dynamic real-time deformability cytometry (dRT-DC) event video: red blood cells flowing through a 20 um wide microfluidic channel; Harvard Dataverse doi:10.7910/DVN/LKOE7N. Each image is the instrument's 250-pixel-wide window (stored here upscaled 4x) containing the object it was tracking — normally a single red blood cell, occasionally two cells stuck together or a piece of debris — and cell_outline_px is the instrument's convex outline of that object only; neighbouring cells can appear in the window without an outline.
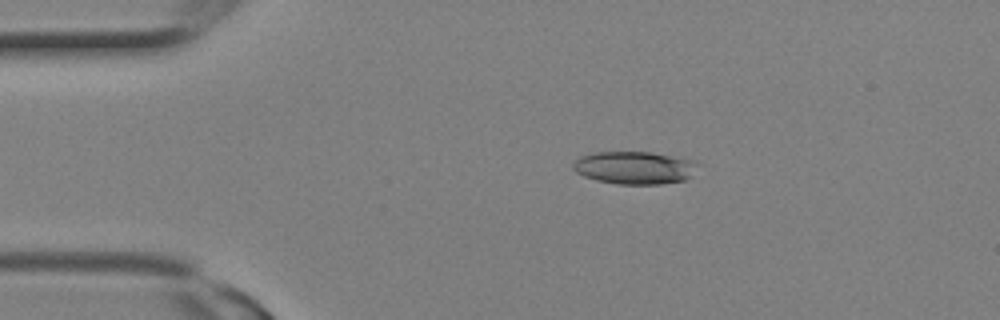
{"species": "Egyptian fruit bat (a non-hibernating species)", "species_latin": "Rousettus aegyptiacus", "temperature_condition": "room temperature", "stored_images_in_passage": 2, "camera_frame_rate_fps": 3000, "um_per_image_px": 0.085, "animal": {"sex": "female"}, "frame": {"image": 1, "passage_image": 2, "time_ms": 0.333, "image_size_px": [1000, 320], "cell_outline_px": [[700, 164], [684, 180], [660, 184], [616, 184], [596, 180], [584, 176], [576, 172], [572, 168], [572, 164], [580, 156], [592, 152], [652, 152], [696, 160]], "centroid_in_image_um": [53.91, 14.24], "position_along_channel_um": 31.1, "area_um2": 23.87}}